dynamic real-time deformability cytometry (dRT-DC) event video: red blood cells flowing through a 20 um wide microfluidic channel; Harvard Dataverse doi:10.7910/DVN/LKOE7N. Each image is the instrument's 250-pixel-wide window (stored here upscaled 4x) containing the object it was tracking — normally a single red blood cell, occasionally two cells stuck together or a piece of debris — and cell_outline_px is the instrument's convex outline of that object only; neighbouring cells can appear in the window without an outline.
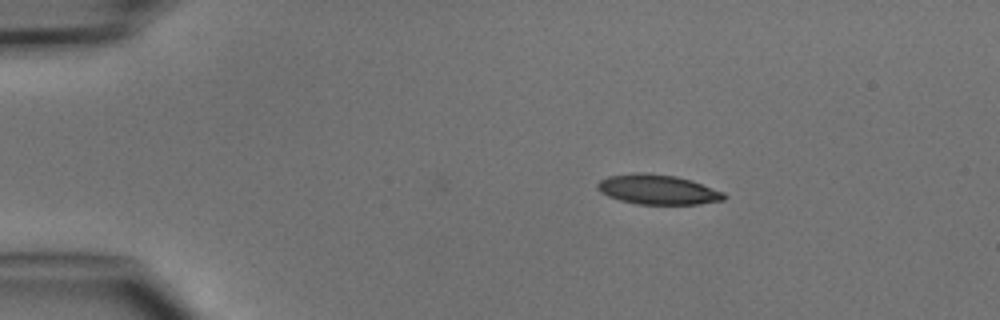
{"species": "common noctule bat (a hibernating species)", "species_latin": "Nyctalus noctula", "temperature_condition": "cold", "stored_images_in_passage": 3, "camera_frame_rate_fps": 3000, "um_per_image_px": 0.085, "animal": {"sex": "male", "body_mass_g": 15.6}, "frame": {"image": 1, "passage_image": 1, "time_ms": 0.0, "image_size_px": [1000, 320], "cell_outline_px": [[728, 196], [724, 200], [700, 204], [636, 204], [620, 200], [608, 196], [600, 192], [596, 188], [596, 184], [600, 180], [608, 176], [632, 172], [648, 172], [676, 176], [692, 180], [724, 192]], "centroid_in_image_um": [55.9, 16.1], "position_along_channel_um": 29.1, "area_um2": 22.31}}